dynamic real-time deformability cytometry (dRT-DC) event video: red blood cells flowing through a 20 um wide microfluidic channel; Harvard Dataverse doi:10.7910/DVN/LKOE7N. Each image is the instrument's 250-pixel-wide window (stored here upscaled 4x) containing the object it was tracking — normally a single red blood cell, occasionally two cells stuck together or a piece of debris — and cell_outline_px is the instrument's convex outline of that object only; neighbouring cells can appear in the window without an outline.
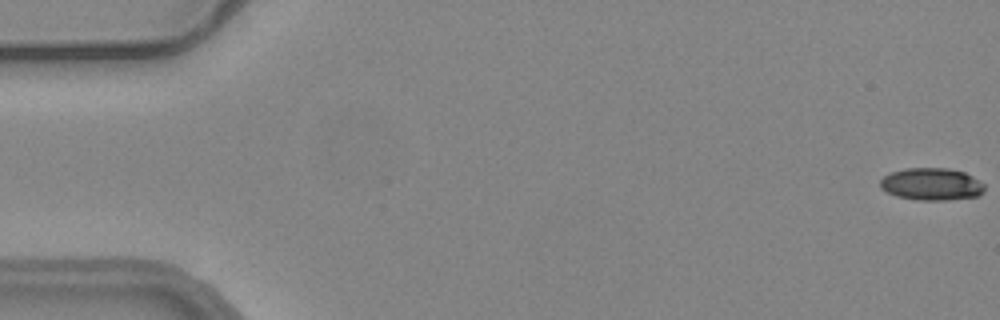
{"species": "common noctule bat (a hibernating species)", "species_latin": "Nyctalus noctula", "temperature_condition": "warm", "stored_images_in_passage": 56, "camera_frame_rate_fps": 3000, "um_per_image_px": 0.085, "animal": {"sex": "female", "body_mass_g": 24.6, "forearm_length_mm": 56.2}, "frame": {"image": 1, "passage_image": 1, "time_ms": 0.0, "image_size_px": [1000, 320], "cell_outline_px": [[984, 192], [976, 196], [944, 200], [916, 200], [896, 196], [880, 188], [880, 180], [884, 176], [892, 172], [908, 168], [948, 168], [964, 172], [972, 176], [984, 184]], "centroid_in_image_um": [79.17, 15.65], "position_along_channel_um": 5.8, "area_um2": 19.54}}
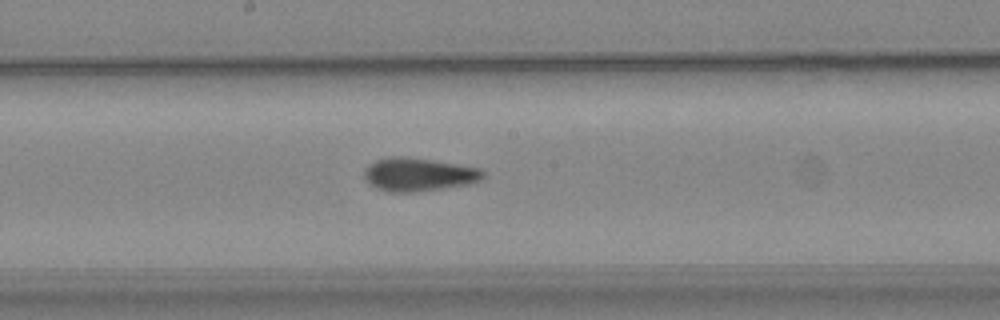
{"frame": {"image": 2, "passage_image": 30, "time_ms": 9.667, "image_size_px": [1000, 320], "cell_outline_px": [[484, 180], [468, 184], [444, 188], [416, 192], [388, 192], [376, 188], [368, 184], [364, 176], [364, 168], [368, 164], [376, 160], [388, 156], [404, 156], [432, 160], [480, 168], [484, 172]], "centroid_in_image_um": [35.55, 14.83], "position_along_channel_um": 212.6, "area_um2": 23.35}}
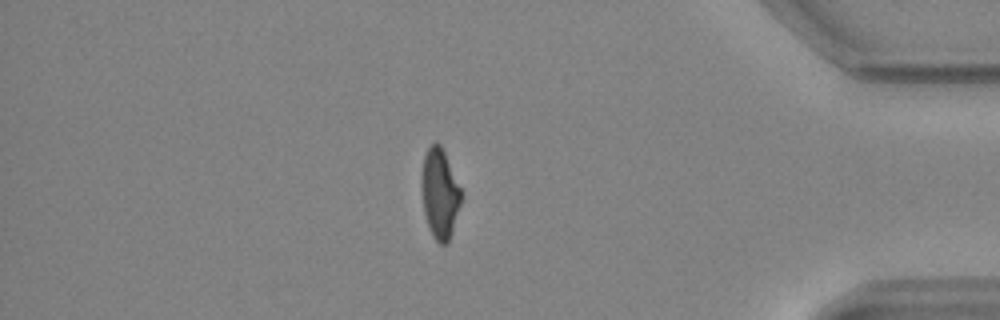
{"frame": {"image": 3, "passage_image": 48, "time_ms": 15.667, "image_size_px": [1000, 320], "cell_outline_px": [[460, 204], [452, 232], [448, 244], [440, 244], [432, 236], [424, 212], [420, 176], [424, 156], [428, 148], [436, 140], [440, 144], [444, 152], [460, 188]], "centroid_in_image_um": [37.35, 16.45], "position_along_channel_um": 397.8, "area_um2": 20.46}, "authors_computed_cell_mechanics": {"area_um2": 21.5594, "velocity_mm_per_s": 3.725, "shape_relaxation_time_tau1_ms": 8.7829, "shape_relaxation_time_tau2_ms": 1.9186, "deformation_change_tau1": 0.2601, "deformation_change_tau2": 0.1039}}